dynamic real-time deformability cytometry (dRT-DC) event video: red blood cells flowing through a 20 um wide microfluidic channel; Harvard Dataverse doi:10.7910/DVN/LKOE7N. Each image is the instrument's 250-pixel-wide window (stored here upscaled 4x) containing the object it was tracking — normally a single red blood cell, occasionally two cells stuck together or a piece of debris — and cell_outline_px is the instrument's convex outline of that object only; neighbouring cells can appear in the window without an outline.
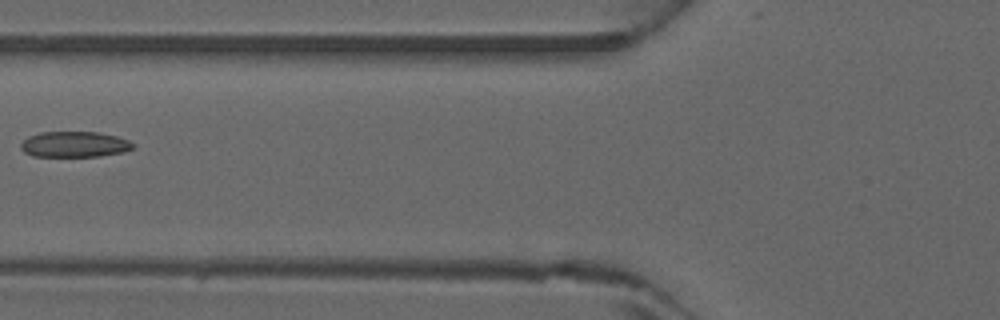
{"species": "common noctule bat (a hibernating species)", "species_latin": "Nyctalus noctula", "temperature_condition": "warm", "stored_images_in_passage": 3, "camera_frame_rate_fps": 3000, "um_per_image_px": 0.085, "animal": {"sex": "male", "forearm_length_mm": 52.5}, "frame": {"image": 1, "passage_image": 3, "time_ms": 0.667, "image_size_px": [1000, 320], "cell_outline_px": [[136, 148], [124, 152], [100, 156], [32, 156], [24, 152], [20, 148], [20, 144], [28, 136], [40, 132], [100, 132], [116, 136], [128, 140], [136, 144]], "centroid_in_image_um": [6.36, 12.27], "position_along_channel_um": 119.4, "area_um2": 16.99}}